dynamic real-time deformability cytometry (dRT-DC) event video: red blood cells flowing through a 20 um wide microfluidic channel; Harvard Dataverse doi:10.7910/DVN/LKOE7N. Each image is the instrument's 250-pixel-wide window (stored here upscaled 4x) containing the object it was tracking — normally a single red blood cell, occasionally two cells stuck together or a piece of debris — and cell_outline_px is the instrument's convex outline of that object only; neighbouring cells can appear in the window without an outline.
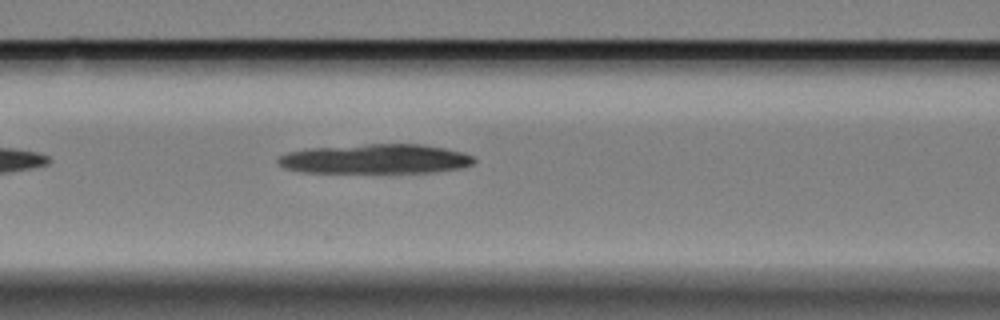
{"species": "Egyptian fruit bat (a non-hibernating species)", "species_latin": "Rousettus aegyptiacus", "temperature_condition": "cold", "stored_images_in_passage": 6, "camera_frame_rate_fps": 3000, "um_per_image_px": 0.085, "animal": {"sex": "female"}, "frame": {"image": 1, "passage_image": 6, "time_ms": 1.667, "image_size_px": [1000, 320], "cell_outline_px": [[476, 160], [472, 164], [460, 168], [432, 172], [300, 172], [284, 168], [276, 160], [280, 156], [288, 152], [308, 148], [368, 144], [424, 144], [464, 152], [472, 156]], "centroid_in_image_um": [31.92, 13.5], "position_along_channel_um": 134.7, "area_um2": 33.7}}